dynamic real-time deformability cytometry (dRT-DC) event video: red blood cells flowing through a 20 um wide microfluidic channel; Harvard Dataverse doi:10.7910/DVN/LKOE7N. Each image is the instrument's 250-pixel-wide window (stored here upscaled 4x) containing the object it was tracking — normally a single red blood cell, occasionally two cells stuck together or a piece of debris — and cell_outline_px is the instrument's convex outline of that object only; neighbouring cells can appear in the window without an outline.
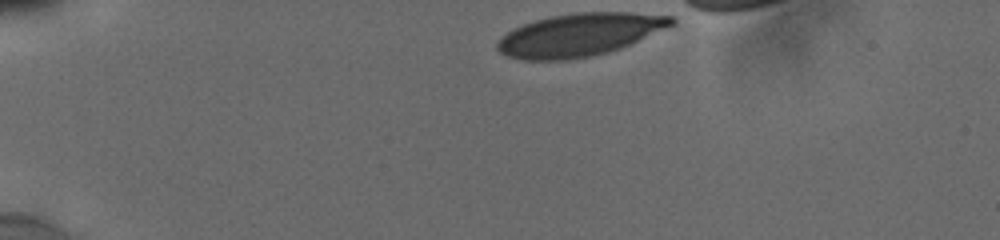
{"species": "human", "species_latin": "Homo sapiens", "temperature_condition": "cold", "stored_images_in_passage": 33, "camera_frame_rate_fps": 3000, "um_per_image_px": 0.085, "donor": {"sex": "male"}, "frame": {"image": 1, "passage_image": 1, "time_ms": 0.0, "image_size_px": [1000, 240], "cell_outline_px": [[676, 24], [620, 48], [608, 52], [592, 56], [568, 60], [524, 60], [508, 56], [500, 52], [496, 48], [496, 44], [500, 36], [512, 28], [536, 20], [552, 16], [580, 12], [628, 12], [672, 16], [676, 20]], "centroid_in_image_um": [49.24, 2.96], "position_along_channel_um": 35.8, "area_um2": 43.41}}
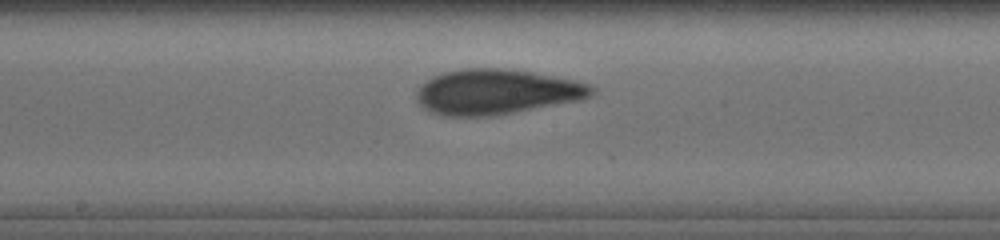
{"frame": {"image": 2, "passage_image": 18, "time_ms": 6.333, "image_size_px": [1000, 240], "cell_outline_px": [[596, 92], [580, 100], [512, 112], [488, 116], [448, 116], [432, 112], [424, 108], [416, 100], [416, 92], [420, 84], [432, 76], [444, 72], [464, 68], [500, 68], [532, 72], [572, 80], [588, 84], [596, 88]], "centroid_in_image_um": [42.15, 7.8], "position_along_channel_um": 206.0, "area_um2": 45.72}}
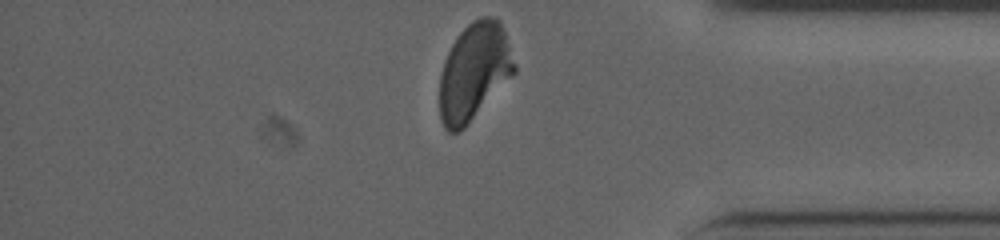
{"frame": {"image": 3, "passage_image": 33, "time_ms": 11.667, "image_size_px": [1000, 240], "cell_outline_px": [[516, 72], [464, 128], [460, 132], [448, 132], [444, 128], [440, 120], [440, 76], [444, 60], [456, 36], [472, 20], [480, 16], [492, 16], [500, 20], [516, 68]], "centroid_in_image_um": [40.28, 6.09], "position_along_channel_um": 394.9, "area_um2": 42.19}, "authors_computed_cell_mechanics": {"area_um2": 44.8528, "velocity_mm_per_s": 3.8158, "shape_relaxation_time_tau1_ms": 5.343, "shape_relaxation_time_tau2_ms": 1.1818, "deformation_change_tau1": 0.1697, "deformation_change_tau2": 0.0574}}